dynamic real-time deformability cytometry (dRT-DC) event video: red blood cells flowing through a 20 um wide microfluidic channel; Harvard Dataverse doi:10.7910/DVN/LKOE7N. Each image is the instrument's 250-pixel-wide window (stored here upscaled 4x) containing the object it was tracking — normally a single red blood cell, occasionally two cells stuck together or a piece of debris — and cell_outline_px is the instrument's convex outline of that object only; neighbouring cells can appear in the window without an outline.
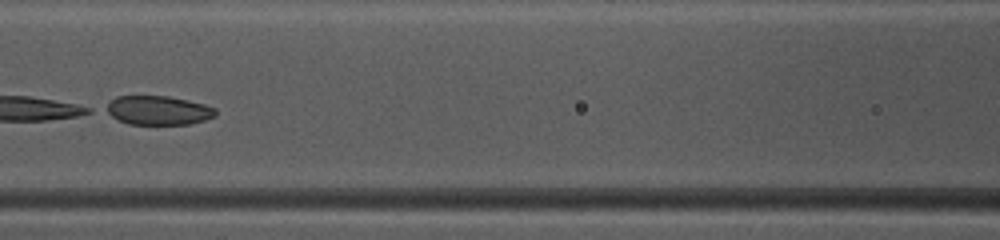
{"species": "common noctule bat (a hibernating species)", "species_latin": "Nyctalus noctula", "temperature_condition": "warm", "stored_images_in_passage": 31, "camera_frame_rate_fps": 3000, "um_per_image_px": 0.085, "animal": {"sex": "female", "body_mass_g": 10.0, "forearm_length_mm": 53.1}, "frame": {"image": 1, "passage_image": 10, "time_ms": 3.0, "image_size_px": [1000, 240], "cell_outline_px": [[216, 116], [204, 120], [188, 124], [128, 124], [104, 112], [100, 108], [116, 96], [168, 96], [204, 104], [216, 108]], "centroid_in_image_um": [13.38, 9.37], "position_along_channel_um": 153.2, "area_um2": 18.67}}
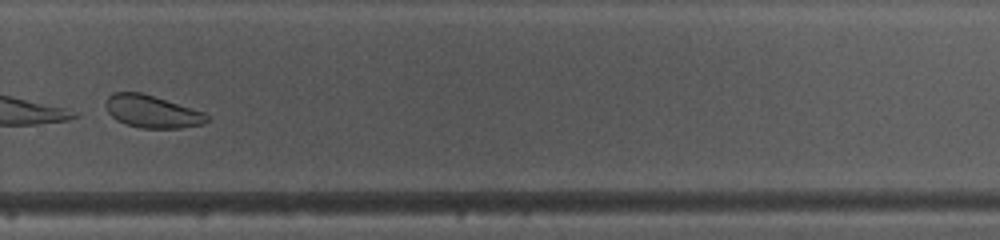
{"frame": {"image": 2, "passage_image": 22, "time_ms": 7.0, "image_size_px": [1000, 240], "cell_outline_px": [[208, 120], [200, 124], [180, 128], [140, 128], [116, 120], [108, 112], [104, 104], [108, 96], [112, 92], [140, 92], [204, 112], [208, 116]], "centroid_in_image_um": [12.87, 9.47], "position_along_channel_um": 316.9, "area_um2": 18.9}, "authors_computed_cell_mechanics": {"area_um2": 19.8254, "velocity_mm_per_s": 4.1006, "shape_relaxation_time_tau1_ms": 2.9772, "shape_relaxation_time_tau2_ms": 1.9724, "deformation_change_tau1": 0.3144, "deformation_change_tau2": 0.0795}}